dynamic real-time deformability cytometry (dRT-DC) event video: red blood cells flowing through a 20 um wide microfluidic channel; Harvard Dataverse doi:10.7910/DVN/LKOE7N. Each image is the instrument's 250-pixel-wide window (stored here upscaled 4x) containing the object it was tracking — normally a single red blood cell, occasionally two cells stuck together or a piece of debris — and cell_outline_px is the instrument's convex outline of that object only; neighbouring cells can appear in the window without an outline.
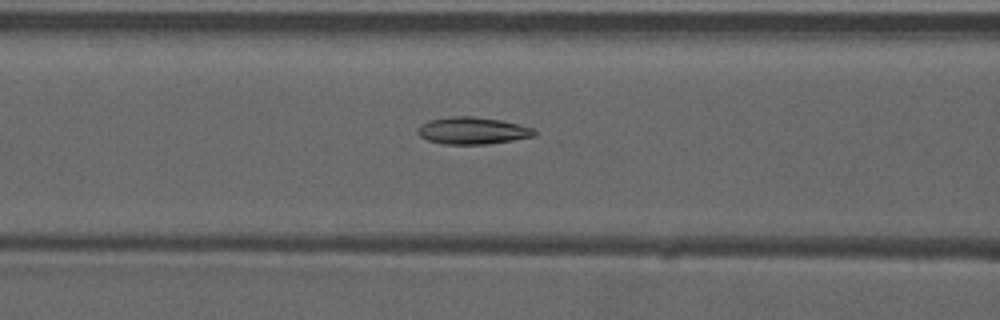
{"species": "common noctule bat (a hibernating species)", "species_latin": "Nyctalus noctula", "temperature_condition": "warm", "stored_images_in_passage": 47, "camera_frame_rate_fps": 3000, "um_per_image_px": 0.085, "animal": {"sex": "male", "forearm_length_mm": 52.5}, "frame": {"image": 1, "passage_image": 16, "time_ms": 5.0, "image_size_px": [1000, 320], "cell_outline_px": [[536, 136], [488, 144], [444, 144], [428, 140], [420, 136], [416, 132], [416, 128], [420, 124], [428, 120], [452, 116], [472, 116], [500, 120], [536, 128]], "centroid_in_image_um": [40.15, 11.1], "position_along_channel_um": 126.4, "area_um2": 18.55}}
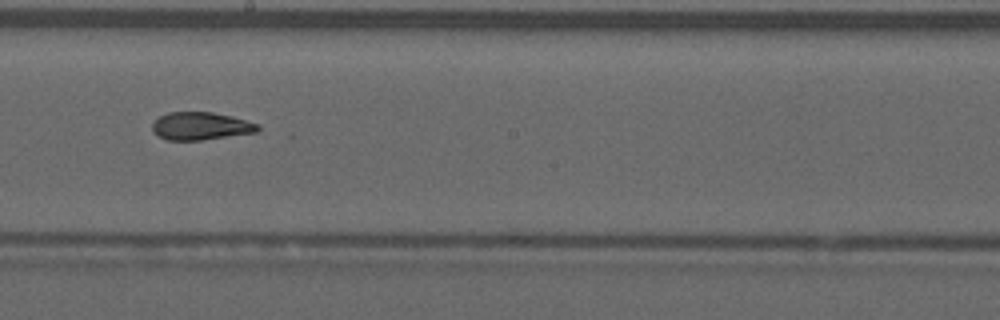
{"frame": {"image": 2, "passage_image": 24, "time_ms": 7.667, "image_size_px": [1000, 320], "cell_outline_px": [[260, 128], [256, 132], [200, 140], [168, 140], [156, 136], [152, 132], [152, 124], [160, 116], [168, 112], [212, 112], [232, 116], [260, 124]], "centroid_in_image_um": [17.04, 10.71], "position_along_channel_um": 231.2, "area_um2": 17.11}}
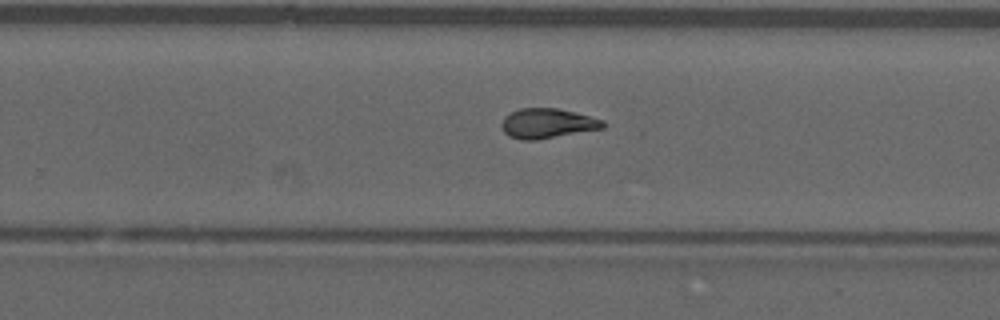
{"frame": {"image": 3, "passage_image": 28, "time_ms": 9.0, "image_size_px": [1000, 320], "cell_outline_px": [[604, 128], [536, 140], [520, 140], [508, 136], [504, 132], [500, 124], [504, 116], [520, 108], [556, 108], [604, 120]], "centroid_in_image_um": [46.47, 10.5], "position_along_channel_um": 283.3, "area_um2": 17.51}, "authors_computed_cell_mechanics": {"area_um2": 17.629, "velocity_mm_per_s": 3.9413, "shape_relaxation_time_tau1_ms": 5.2503, "shape_relaxation_time_tau2_ms": 7.5515, "deformation_change_tau1": 0.2053, "deformation_change_tau2": 0.085}}